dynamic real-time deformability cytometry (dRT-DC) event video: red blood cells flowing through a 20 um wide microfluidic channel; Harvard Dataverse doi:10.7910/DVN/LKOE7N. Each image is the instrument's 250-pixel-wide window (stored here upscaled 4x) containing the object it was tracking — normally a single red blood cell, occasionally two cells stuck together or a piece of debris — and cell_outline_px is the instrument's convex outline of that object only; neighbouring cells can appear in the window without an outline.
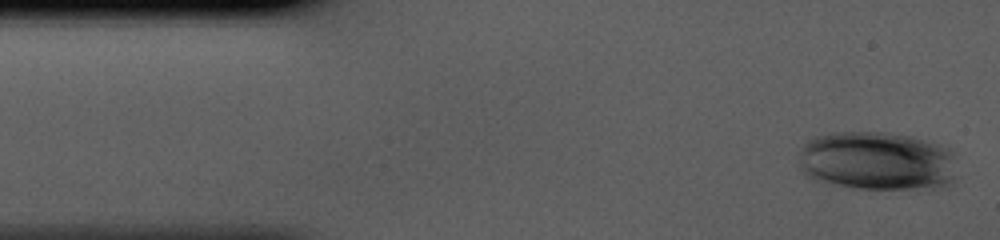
{"species": "human", "species_latin": "Homo sapiens", "temperature_condition": "cold", "stored_images_in_passage": 38, "camera_frame_rate_fps": 3000, "um_per_image_px": 0.085, "donor": {"sex": "male"}, "frame": {"image": 1, "passage_image": 1, "time_ms": 0.0, "image_size_px": [1000, 240], "cell_outline_px": [[952, 180], [944, 188], [928, 192], [852, 188], [812, 180], [800, 168], [800, 148], [808, 140], [816, 136], [832, 132], [888, 132], [912, 136], [948, 148], [952, 152]], "centroid_in_image_um": [74.55, 13.73], "position_along_channel_um": 10.5, "area_um2": 55.49}}
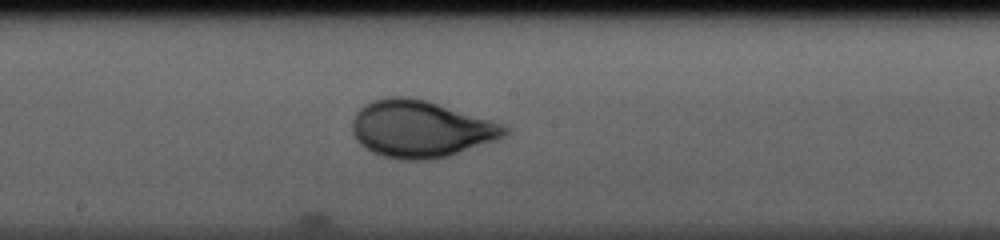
{"frame": {"image": 2, "passage_image": 21, "time_ms": 6.667, "image_size_px": [1000, 240], "cell_outline_px": [[512, 132], [496, 140], [448, 156], [428, 160], [400, 160], [384, 156], [372, 152], [360, 144], [356, 140], [352, 132], [352, 120], [356, 112], [360, 108], [372, 100], [392, 96], [408, 96], [424, 100], [504, 124], [512, 128]], "centroid_in_image_um": [35.76, 10.97], "position_along_channel_um": 212.4, "area_um2": 50.58}}
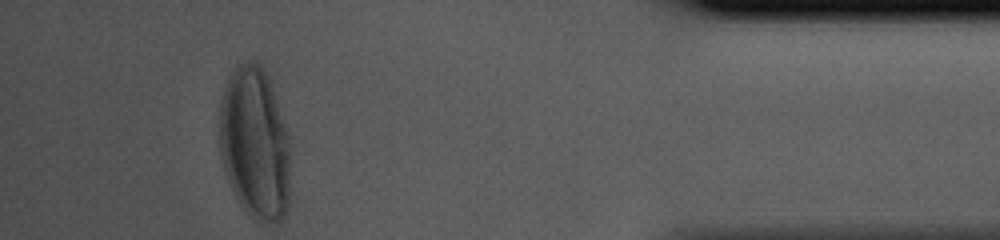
{"frame": {"image": 3, "passage_image": 38, "time_ms": 12.333, "image_size_px": [1000, 240], "cell_outline_px": [[288, 212], [284, 220], [276, 224], [256, 220], [244, 212], [228, 180], [224, 168], [220, 152], [220, 104], [224, 88], [228, 76], [236, 64], [244, 60], [256, 60], [264, 68], [268, 76], [288, 136]], "centroid_in_image_um": [21.64, 12.19], "position_along_channel_um": 413.6, "area_um2": 63.12}}